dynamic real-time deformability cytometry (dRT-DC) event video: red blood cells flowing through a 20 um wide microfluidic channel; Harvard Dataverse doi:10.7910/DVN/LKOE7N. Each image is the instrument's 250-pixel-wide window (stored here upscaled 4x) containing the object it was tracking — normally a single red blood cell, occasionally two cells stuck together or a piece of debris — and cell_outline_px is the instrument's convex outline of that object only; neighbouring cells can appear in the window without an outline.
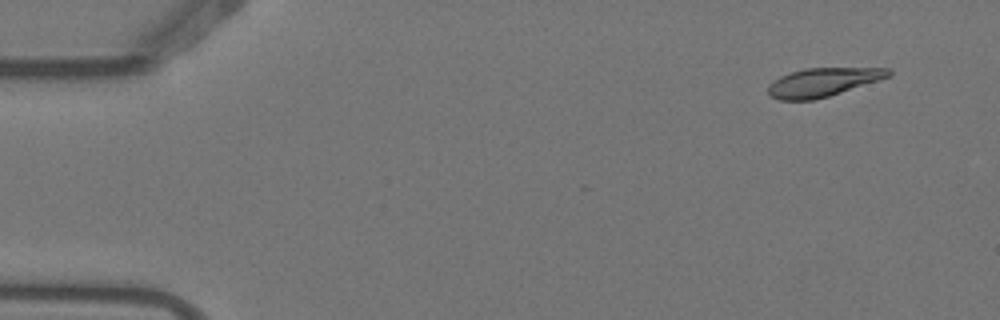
{"species": "Egyptian fruit bat (a non-hibernating species)", "species_latin": "Rousettus aegyptiacus", "temperature_condition": "warm", "stored_images_in_passage": 4, "camera_frame_rate_fps": 3000, "um_per_image_px": 0.085, "animal": {"sex": "female"}, "frame": {"image": 1, "passage_image": 2, "time_ms": 0.333, "image_size_px": [1000, 320], "cell_outline_px": [[892, 76], [828, 96], [812, 100], [780, 100], [768, 96], [768, 84], [780, 76], [804, 68], [888, 68], [892, 72]], "centroid_in_image_um": [69.92, 6.99], "position_along_channel_um": 15.1, "area_um2": 20.0}}